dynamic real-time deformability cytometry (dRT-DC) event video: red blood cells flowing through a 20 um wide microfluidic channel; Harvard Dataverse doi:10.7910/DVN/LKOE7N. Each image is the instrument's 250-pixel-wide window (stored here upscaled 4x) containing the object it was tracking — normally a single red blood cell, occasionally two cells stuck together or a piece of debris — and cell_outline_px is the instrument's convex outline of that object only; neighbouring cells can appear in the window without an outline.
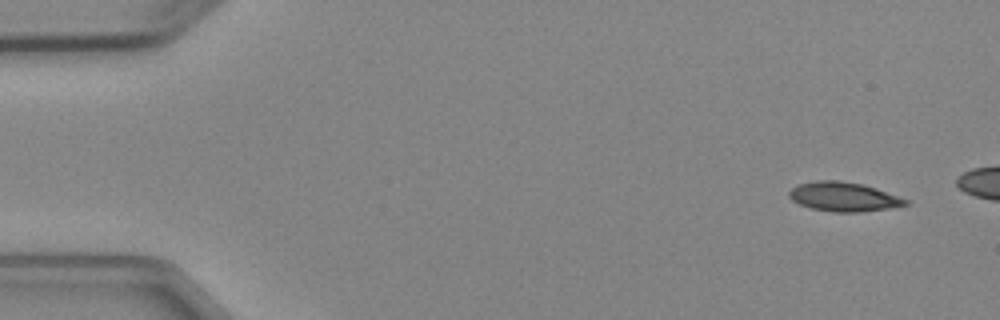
{"species": "Egyptian fruit bat (a non-hibernating species)", "species_latin": "Rousettus aegyptiacus", "temperature_condition": "cold", "stored_images_in_passage": 4, "camera_frame_rate_fps": 3000, "um_per_image_px": 0.085, "animal": {"sex": "female"}, "frame": {"image": 1, "passage_image": 1, "time_ms": 0.0, "image_size_px": [1000, 320], "cell_outline_px": [[908, 204], [888, 208], [860, 212], [832, 212], [812, 208], [800, 204], [792, 200], [788, 196], [788, 192], [792, 188], [800, 184], [816, 180], [840, 180], [864, 184], [876, 188], [908, 200]], "centroid_in_image_um": [71.68, 16.71], "position_along_channel_um": 13.3, "area_um2": 19.71}}